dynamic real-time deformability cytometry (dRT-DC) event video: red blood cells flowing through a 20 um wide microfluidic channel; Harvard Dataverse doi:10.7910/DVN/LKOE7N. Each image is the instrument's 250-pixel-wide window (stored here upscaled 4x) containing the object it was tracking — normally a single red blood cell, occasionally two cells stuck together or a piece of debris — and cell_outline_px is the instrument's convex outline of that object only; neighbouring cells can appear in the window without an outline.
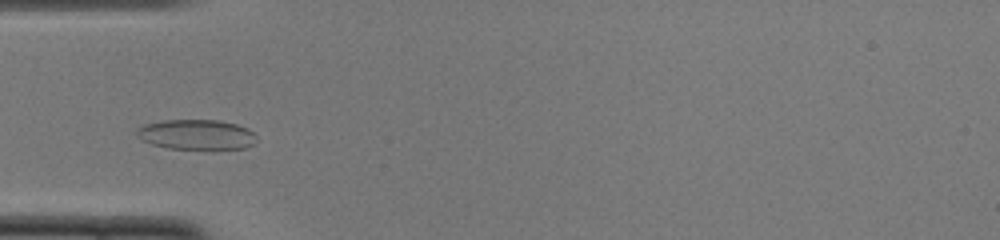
{"species": "common noctule bat (a hibernating species)", "species_latin": "Nyctalus noctula", "temperature_condition": "cold", "stored_images_in_passage": 6, "camera_frame_rate_fps": 3000, "um_per_image_px": 0.085, "animal": {"sex": "female", "body_mass_g": 22.0, "forearm_length_mm": 56.7}, "frame": {"image": 1, "passage_image": 4, "time_ms": 1.0, "image_size_px": [1000, 240], "cell_outline_px": [[256, 140], [252, 144], [244, 148], [168, 148], [152, 144], [136, 136], [136, 128], [144, 124], [164, 120], [220, 120], [236, 124], [248, 128], [256, 136]], "centroid_in_image_um": [16.67, 11.42], "position_along_channel_um": 68.3, "area_um2": 20.75}}